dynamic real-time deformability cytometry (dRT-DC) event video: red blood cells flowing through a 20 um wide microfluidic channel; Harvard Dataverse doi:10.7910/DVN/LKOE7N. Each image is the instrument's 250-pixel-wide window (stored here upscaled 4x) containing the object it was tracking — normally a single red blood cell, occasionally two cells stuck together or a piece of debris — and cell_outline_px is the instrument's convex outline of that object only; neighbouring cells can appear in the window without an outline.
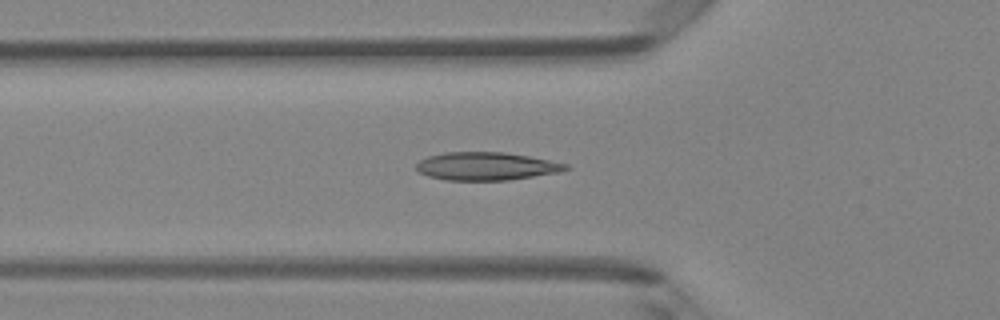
{"species": "Egyptian fruit bat (a non-hibernating species)", "species_latin": "Rousettus aegyptiacus", "temperature_condition": "room temperature", "stored_images_in_passage": 48, "camera_frame_rate_fps": 3000, "um_per_image_px": 0.085, "animal": {"sex": "female"}, "frame": {"image": 1, "passage_image": 16, "time_ms": 5.0, "image_size_px": [1000, 320], "cell_outline_px": [[572, 168], [560, 172], [508, 180], [444, 180], [428, 176], [420, 172], [416, 168], [416, 164], [420, 160], [428, 156], [444, 152], [504, 152], [528, 156], [568, 164]], "centroid_in_image_um": [41.34, 14.13], "position_along_channel_um": 84.5, "area_um2": 24.39}}
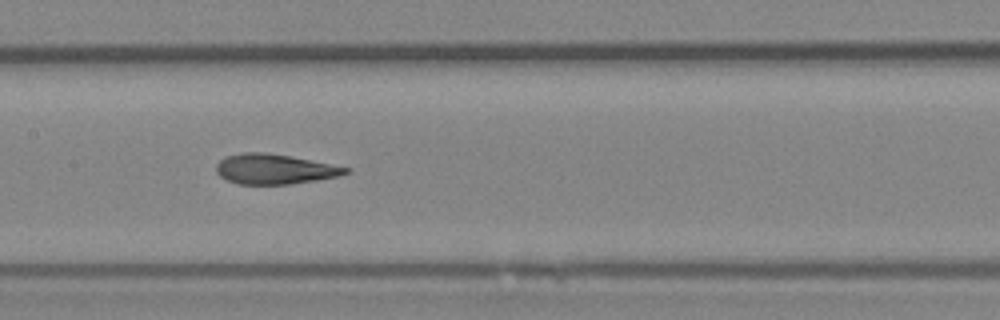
{"frame": {"image": 2, "passage_image": 23, "time_ms": 7.333, "image_size_px": [1000, 320], "cell_outline_px": [[352, 168], [348, 172], [340, 176], [316, 180], [288, 184], [236, 184], [220, 176], [216, 172], [216, 164], [220, 160], [228, 156], [244, 152], [268, 152]], "centroid_in_image_um": [23.33, 14.37], "position_along_channel_um": 184.1, "area_um2": 22.54}}
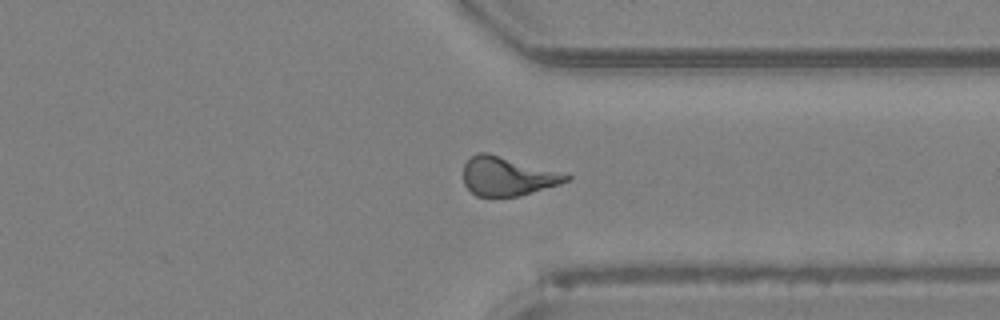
{"frame": {"image": 3, "passage_image": 36, "time_ms": 11.667, "image_size_px": [1000, 320], "cell_outline_px": [[572, 176], [568, 180], [560, 184], [520, 196], [476, 196], [464, 184], [464, 164], [476, 152], [488, 152], [568, 172]], "centroid_in_image_um": [43.21, 14.95], "position_along_channel_um": 368.2, "area_um2": 23.81}, "authors_computed_cell_mechanics": {"area_um2": 23.4379, "velocity_mm_per_s": 4.2598, "shape_relaxation_time_tau1_ms": 4.7247, "shape_relaxation_time_tau2_ms": 1.6337, "deformation_change_tau1": 0.1514, "deformation_change_tau2": 0.0721}}